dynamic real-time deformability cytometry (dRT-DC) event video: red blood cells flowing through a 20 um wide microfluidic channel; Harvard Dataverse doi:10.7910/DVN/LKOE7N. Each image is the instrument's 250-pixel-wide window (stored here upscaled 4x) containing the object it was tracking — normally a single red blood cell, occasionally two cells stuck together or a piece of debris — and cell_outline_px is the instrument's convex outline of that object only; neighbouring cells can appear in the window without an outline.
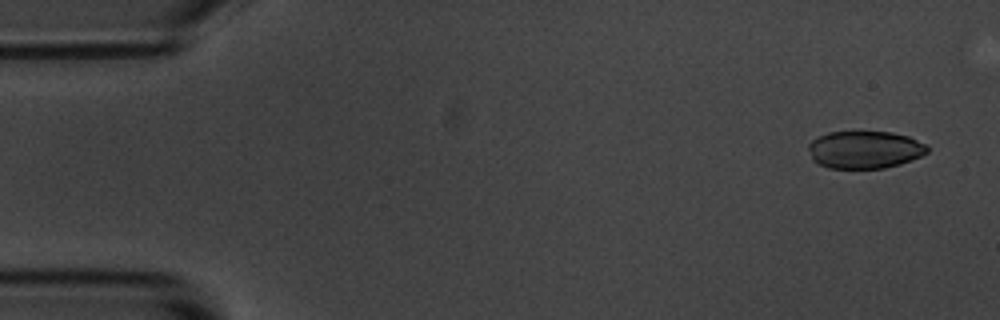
{"species": "common noctule bat (a hibernating species)", "species_latin": "Nyctalus noctula", "temperature_condition": "room temperature", "stored_images_in_passage": 5, "camera_frame_rate_fps": 3000, "um_per_image_px": 0.085, "animal": {"sex": "male", "body_mass_g": 20.1, "forearm_length_mm": 53.5}, "frame": {"image": 1, "passage_image": 1, "time_ms": 0.0, "image_size_px": [1000, 320], "cell_outline_px": [[928, 152], [912, 160], [900, 164], [884, 168], [828, 168], [812, 160], [808, 148], [808, 144], [812, 140], [828, 132], [892, 132], [908, 136], [928, 144]], "centroid_in_image_um": [73.52, 12.72], "position_along_channel_um": 11.5, "area_um2": 26.07}}